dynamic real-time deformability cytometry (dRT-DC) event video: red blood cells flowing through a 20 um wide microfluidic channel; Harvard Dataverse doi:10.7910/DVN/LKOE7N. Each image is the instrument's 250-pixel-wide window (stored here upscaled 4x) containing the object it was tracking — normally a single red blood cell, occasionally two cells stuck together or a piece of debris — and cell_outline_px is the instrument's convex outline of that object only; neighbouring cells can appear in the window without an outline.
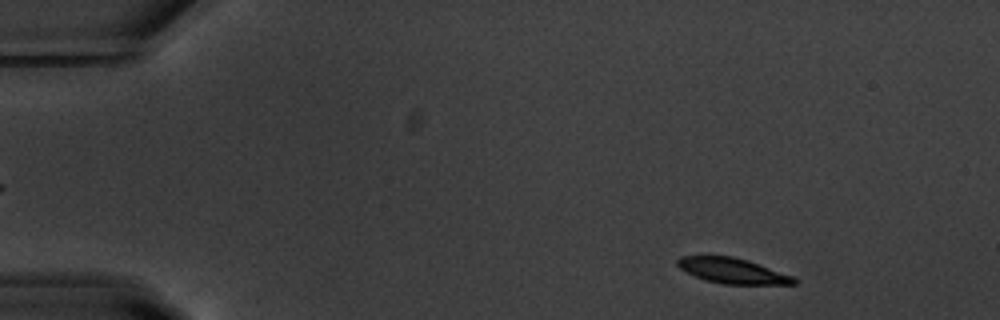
{"species": "common noctule bat (a hibernating species)", "species_latin": "Nyctalus noctula", "temperature_condition": "warm", "stored_images_in_passage": 52, "camera_frame_rate_fps": 3000, "um_per_image_px": 0.085, "animal": {"sex": "male", "body_mass_g": 20.1, "forearm_length_mm": 53.5}, "frame": {"image": 1, "passage_image": 4, "time_ms": 1.0, "image_size_px": [1000, 320], "cell_outline_px": [[796, 284], [724, 284], [704, 280], [680, 268], [676, 264], [676, 260], [680, 256], [732, 256], [748, 260], [792, 276], [796, 280]], "centroid_in_image_um": [62.23, 23.01], "position_along_channel_um": 22.8, "area_um2": 16.99}}
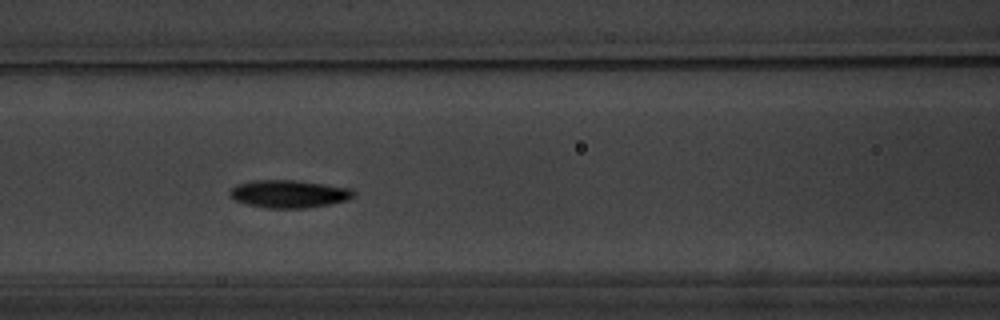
{"frame": {"image": 2, "passage_image": 21, "time_ms": 6.667, "image_size_px": [1000, 320], "cell_outline_px": [[356, 196], [348, 200], [308, 208], [264, 208], [248, 204], [236, 200], [228, 196], [228, 192], [236, 184], [252, 180], [292, 180], [352, 188], [356, 192]], "centroid_in_image_um": [24.56, 16.48], "position_along_channel_um": 142.0, "area_um2": 20.11}}
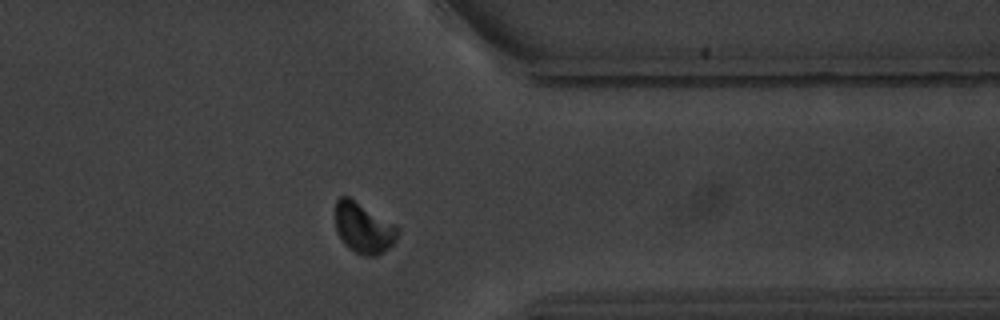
{"frame": {"image": 3, "passage_image": 41, "time_ms": 13.333, "image_size_px": [1000, 320], "cell_outline_px": [[400, 232], [396, 240], [384, 252], [376, 256], [364, 256], [348, 248], [344, 244], [336, 228], [336, 200], [340, 196], [348, 196], [396, 224], [400, 228]], "centroid_in_image_um": [30.93, 19.38], "position_along_channel_um": 380.5, "area_um2": 18.5}, "authors_computed_cell_mechanics": {"area_um2": 18.5827, "velocity_mm_per_s": 3.6652, "shape_relaxation_time_tau1_ms": 1.5264, "shape_relaxation_time_tau2_ms": null, "deformation_change_tau1": 0.1584, "deformation_change_tau2": null}}